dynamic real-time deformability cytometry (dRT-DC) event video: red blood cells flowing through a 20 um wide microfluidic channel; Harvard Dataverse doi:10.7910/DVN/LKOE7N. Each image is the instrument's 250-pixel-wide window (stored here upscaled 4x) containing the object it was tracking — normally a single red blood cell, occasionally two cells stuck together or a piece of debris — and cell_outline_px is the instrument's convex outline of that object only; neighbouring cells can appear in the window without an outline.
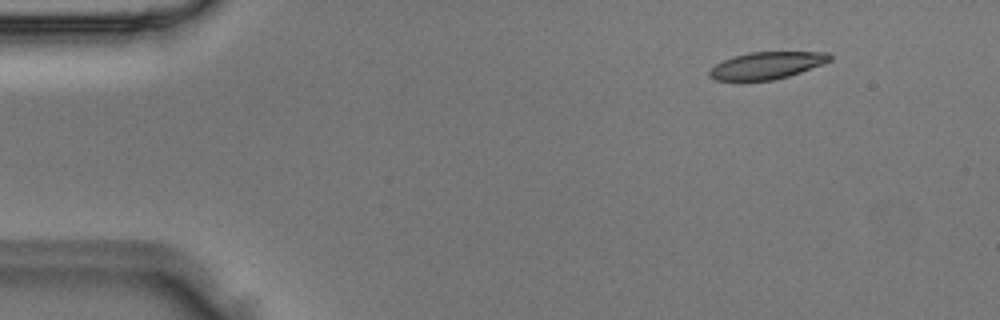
{"species": "Egyptian fruit bat (a non-hibernating species)", "species_latin": "Rousettus aegyptiacus", "temperature_condition": "room temperature", "stored_images_in_passage": 3, "camera_frame_rate_fps": 3000, "um_per_image_px": 0.085, "animal": {"sex": "male"}, "frame": {"image": 1, "passage_image": 3, "time_ms": 0.667, "image_size_px": [1000, 320], "cell_outline_px": [[832, 60], [800, 72], [788, 76], [772, 80], [716, 80], [708, 76], [708, 72], [716, 64], [724, 60], [748, 52], [828, 52], [832, 56]], "centroid_in_image_um": [65.18, 5.55], "position_along_channel_um": 19.8, "area_um2": 18.73}}